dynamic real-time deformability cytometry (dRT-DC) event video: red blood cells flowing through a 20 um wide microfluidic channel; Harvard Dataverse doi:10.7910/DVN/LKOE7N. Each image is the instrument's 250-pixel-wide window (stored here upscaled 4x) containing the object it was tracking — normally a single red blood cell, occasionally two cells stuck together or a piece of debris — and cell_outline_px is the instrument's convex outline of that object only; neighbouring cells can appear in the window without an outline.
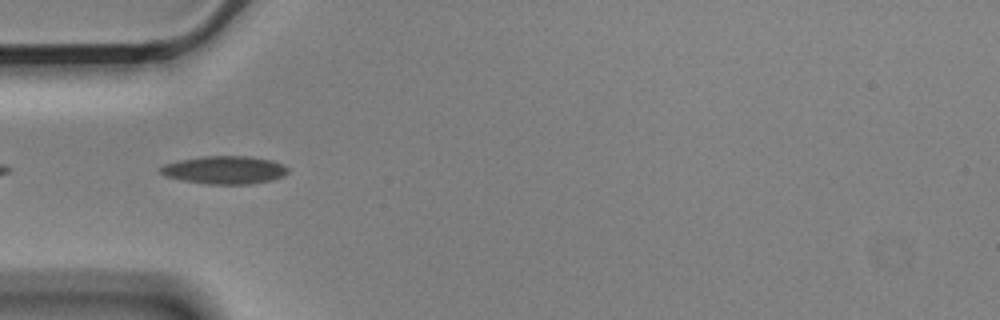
{"species": "Egyptian fruit bat (a non-hibernating species)", "species_latin": "Rousettus aegyptiacus", "temperature_condition": "cold", "stored_images_in_passage": 7, "camera_frame_rate_fps": 3000, "um_per_image_px": 0.085, "animal": {"sex": "male"}, "frame": {"image": 1, "passage_image": 2, "time_ms": 0.333, "image_size_px": [1000, 320], "cell_outline_px": [[288, 172], [284, 176], [272, 180], [252, 184], [208, 184], [184, 180], [164, 176], [156, 168], [164, 164], [176, 160], [204, 156], [248, 156], [272, 160], [284, 164], [288, 168]], "centroid_in_image_um": [19.08, 14.44], "position_along_channel_um": 65.9, "area_um2": 21.04}}